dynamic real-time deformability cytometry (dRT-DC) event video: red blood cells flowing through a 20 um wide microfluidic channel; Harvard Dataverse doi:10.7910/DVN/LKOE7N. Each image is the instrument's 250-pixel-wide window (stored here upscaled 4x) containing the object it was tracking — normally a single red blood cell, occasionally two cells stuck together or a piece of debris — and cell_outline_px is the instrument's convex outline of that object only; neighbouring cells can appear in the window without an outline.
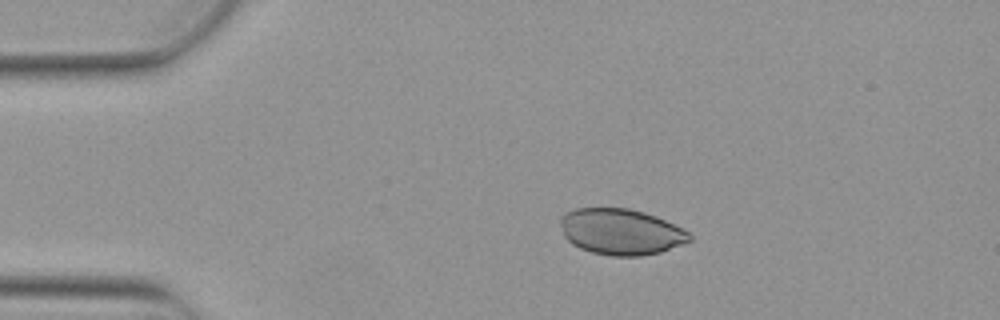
{"species": "Egyptian fruit bat (a non-hibernating species)", "species_latin": "Rousettus aegyptiacus", "temperature_condition": "warm", "stored_images_in_passage": 4, "camera_frame_rate_fps": 3000, "um_per_image_px": 0.085, "animal": {"sex": "female"}, "frame": {"image": 1, "passage_image": 3, "time_ms": 0.667, "image_size_px": [1000, 320], "cell_outline_px": [[692, 240], [684, 244], [660, 252], [640, 256], [612, 256], [592, 252], [580, 248], [572, 244], [564, 236], [560, 224], [560, 216], [564, 212], [576, 208], [628, 208], [644, 212], [656, 216], [688, 232], [692, 236]], "centroid_in_image_um": [52.75, 19.7], "position_along_channel_um": 32.2, "area_um2": 34.68}}